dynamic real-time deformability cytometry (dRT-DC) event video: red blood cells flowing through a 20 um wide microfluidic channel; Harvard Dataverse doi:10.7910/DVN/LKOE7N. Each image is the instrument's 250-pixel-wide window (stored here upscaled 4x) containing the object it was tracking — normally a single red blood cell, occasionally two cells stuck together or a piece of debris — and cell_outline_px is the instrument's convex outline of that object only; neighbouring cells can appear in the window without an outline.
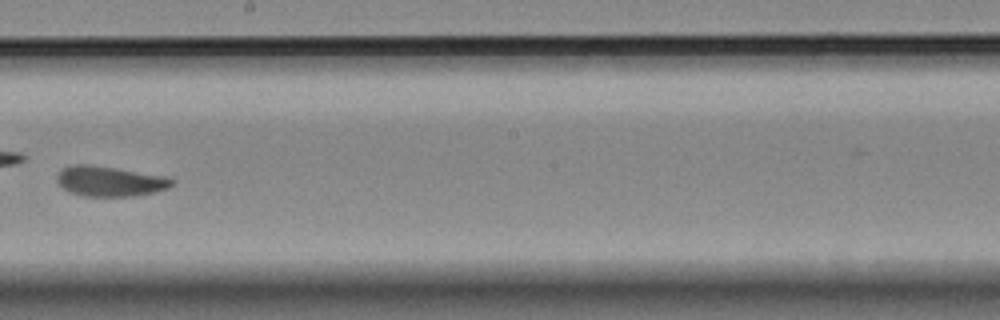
{"species": "Egyptian fruit bat (a non-hibernating species)", "species_latin": "Rousettus aegyptiacus", "temperature_condition": "room temperature", "stored_images_in_passage": 32, "camera_frame_rate_fps": 3000, "um_per_image_px": 0.085, "animal": {"sex": "female"}, "frame": {"image": 1, "passage_image": 14, "time_ms": 4.333, "image_size_px": [1000, 320], "cell_outline_px": [[176, 180], [168, 188], [156, 192], [132, 196], [84, 196], [68, 192], [56, 180], [56, 176], [64, 168], [76, 164], [88, 164], [116, 168], [168, 176]], "centroid_in_image_um": [9.38, 15.41], "position_along_channel_um": 238.8, "area_um2": 20.23}}
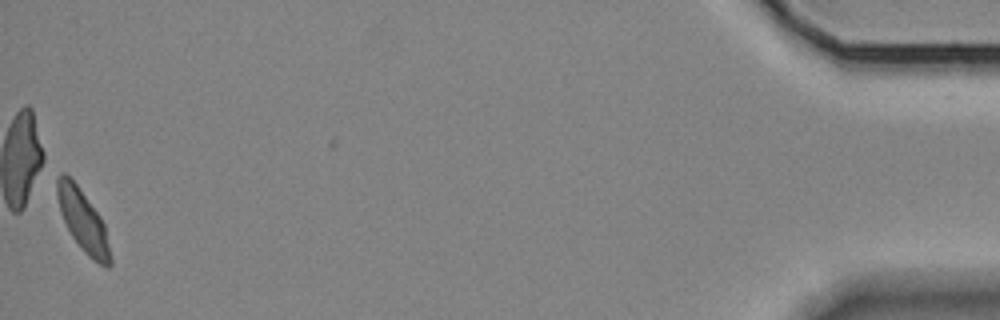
{"frame": {"image": 2, "passage_image": 31, "time_ms": 10.0, "image_size_px": [1000, 320], "cell_outline_px": [[112, 264], [108, 268], [100, 264], [88, 256], [80, 248], [72, 236], [60, 212], [56, 192], [56, 176], [64, 172], [76, 184], [100, 216], [104, 224], [112, 260]], "centroid_in_image_um": [7.04, 18.77], "position_along_channel_um": 428.2, "area_um2": 18.9}}